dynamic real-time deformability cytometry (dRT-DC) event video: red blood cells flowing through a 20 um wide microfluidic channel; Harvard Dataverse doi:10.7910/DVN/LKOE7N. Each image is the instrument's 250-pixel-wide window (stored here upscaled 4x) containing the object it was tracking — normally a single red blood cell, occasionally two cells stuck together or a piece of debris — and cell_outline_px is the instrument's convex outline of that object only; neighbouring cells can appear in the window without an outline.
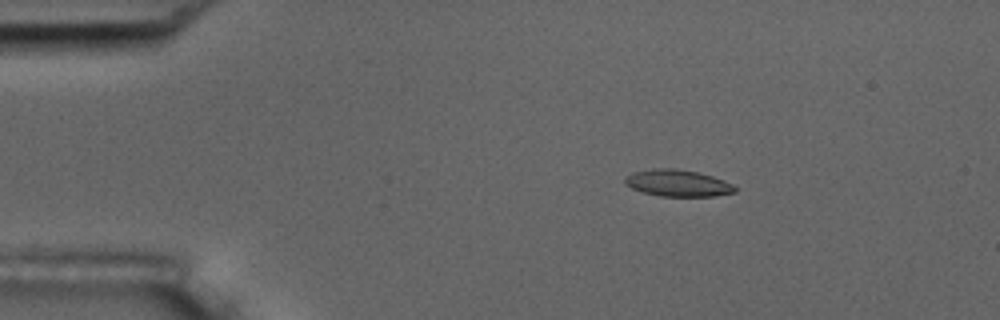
{"species": "common noctule bat (a hibernating species)", "species_latin": "Nyctalus noctula", "temperature_condition": "room temperature", "stored_images_in_passage": 55, "camera_frame_rate_fps": 3000, "um_per_image_px": 0.085, "animal": {"sex": "male", "body_mass_g": 17.5, "forearm_length_mm": 52.3}, "frame": {"image": 1, "passage_image": 9, "time_ms": 2.667, "image_size_px": [1000, 320], "cell_outline_px": [[736, 192], [716, 196], [660, 196], [644, 192], [632, 188], [624, 184], [624, 180], [632, 172], [652, 168], [676, 168], [696, 172], [712, 176], [724, 180], [732, 184], [736, 188]], "centroid_in_image_um": [57.61, 15.56], "position_along_channel_um": 27.4, "area_um2": 17.11}}
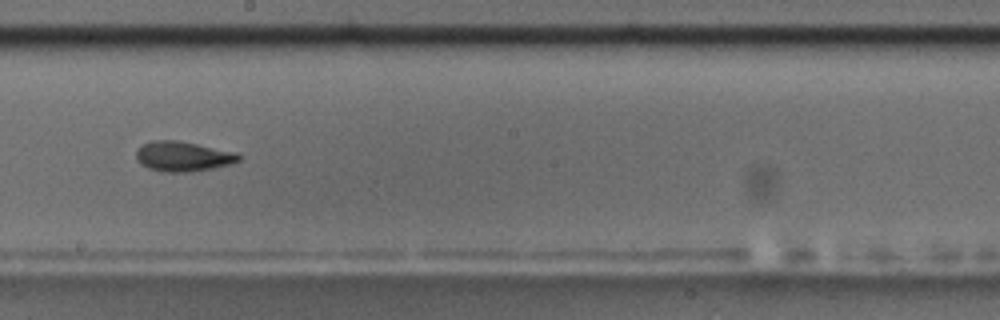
{"frame": {"image": 2, "passage_image": 31, "time_ms": 10.0, "image_size_px": [1000, 320], "cell_outline_px": [[240, 160], [232, 164], [212, 168], [188, 172], [168, 172], [148, 168], [140, 164], [136, 160], [136, 152], [144, 144], [152, 140], [176, 140], [240, 152]], "centroid_in_image_um": [15.59, 13.29], "position_along_channel_um": 232.6, "area_um2": 17.98}}
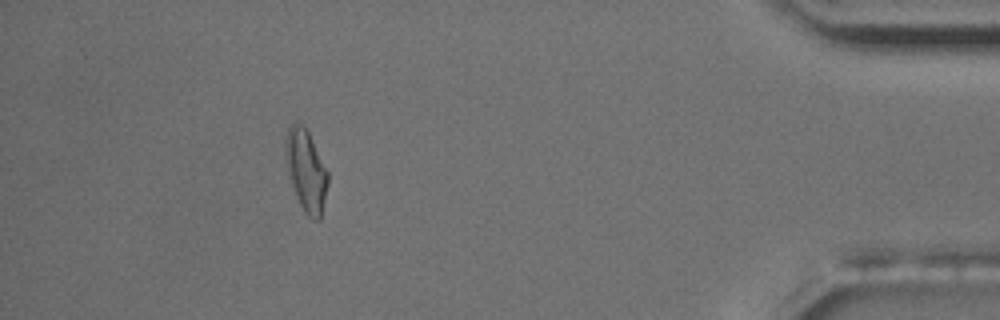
{"frame": {"image": 3, "passage_image": 50, "time_ms": 16.333, "image_size_px": [1000, 320], "cell_outline_px": [[328, 184], [320, 220], [312, 220], [304, 212], [296, 196], [292, 184], [288, 168], [284, 148], [284, 140], [288, 128], [292, 124], [300, 124], [308, 132], [328, 172]], "centroid_in_image_um": [26.02, 14.52], "position_along_channel_um": 409.2, "area_um2": 19.77}, "authors_computed_cell_mechanics": {"area_um2": 17.1088, "velocity_mm_per_s": 3.6353, "shape_relaxation_time_tau1_ms": 8.5152, "shape_relaxation_time_tau2_ms": 6.4908, "deformation_change_tau1": 0.2201, "deformation_change_tau2": 0.1515}}